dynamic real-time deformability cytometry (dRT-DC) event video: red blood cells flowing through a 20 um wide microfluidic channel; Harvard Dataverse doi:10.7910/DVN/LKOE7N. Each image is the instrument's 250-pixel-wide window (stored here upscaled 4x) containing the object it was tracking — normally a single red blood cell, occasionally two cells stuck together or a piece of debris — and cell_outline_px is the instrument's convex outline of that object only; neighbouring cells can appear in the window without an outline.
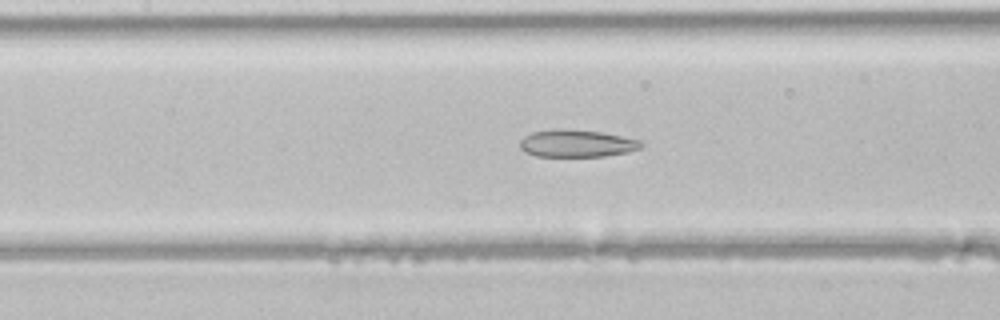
{"species": "common noctule bat (a hibernating species)", "species_latin": "Nyctalus noctula", "temperature_condition": "room temperature", "stored_images_in_passage": 43, "camera_frame_rate_fps": 3000, "um_per_image_px": 0.085, "animal": {"sex": "male", "body_mass_g": 21.5, "forearm_length_mm": 52.0}, "frame": {"image": 1, "passage_image": 18, "time_ms": 5.667, "image_size_px": [1000, 320], "cell_outline_px": [[644, 144], [640, 148], [628, 152], [604, 156], [536, 156], [524, 152], [520, 148], [520, 140], [524, 136], [532, 132], [560, 128], [604, 132], [640, 140]], "centroid_in_image_um": [49.02, 12.18], "position_along_channel_um": 158.4, "area_um2": 19.42}}
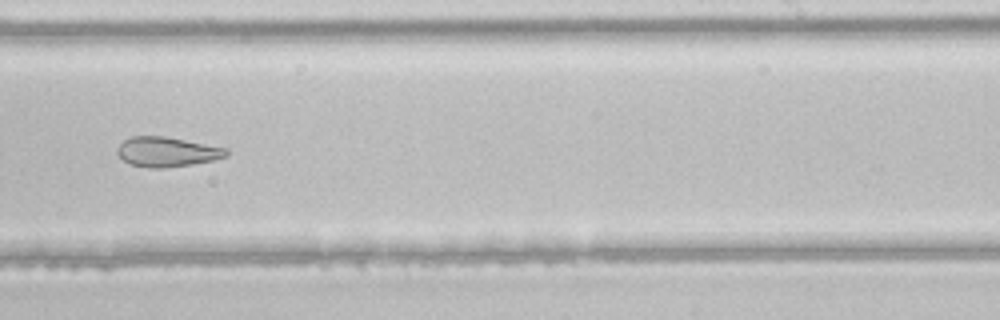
{"frame": {"image": 2, "passage_image": 26, "time_ms": 8.333, "image_size_px": [1000, 320], "cell_outline_px": [[228, 156], [212, 160], [192, 164], [164, 168], [148, 168], [128, 164], [116, 152], [116, 148], [124, 140], [132, 136], [164, 136], [228, 148]], "centroid_in_image_um": [14.18, 12.91], "position_along_channel_um": 274.8, "area_um2": 18.96}}
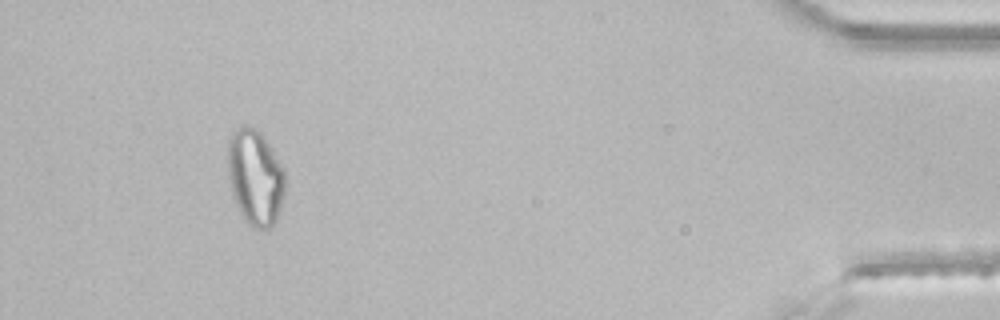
{"frame": {"image": 3, "passage_image": 40, "time_ms": 13.0, "image_size_px": [1000, 320], "cell_outline_px": [[284, 196], [276, 220], [268, 228], [256, 228], [240, 212], [232, 196], [228, 176], [228, 140], [232, 132], [244, 124], [256, 128], [260, 132], [272, 148], [284, 168]], "centroid_in_image_um": [21.68, 15.01], "position_along_channel_um": 413.5, "area_um2": 31.79}}